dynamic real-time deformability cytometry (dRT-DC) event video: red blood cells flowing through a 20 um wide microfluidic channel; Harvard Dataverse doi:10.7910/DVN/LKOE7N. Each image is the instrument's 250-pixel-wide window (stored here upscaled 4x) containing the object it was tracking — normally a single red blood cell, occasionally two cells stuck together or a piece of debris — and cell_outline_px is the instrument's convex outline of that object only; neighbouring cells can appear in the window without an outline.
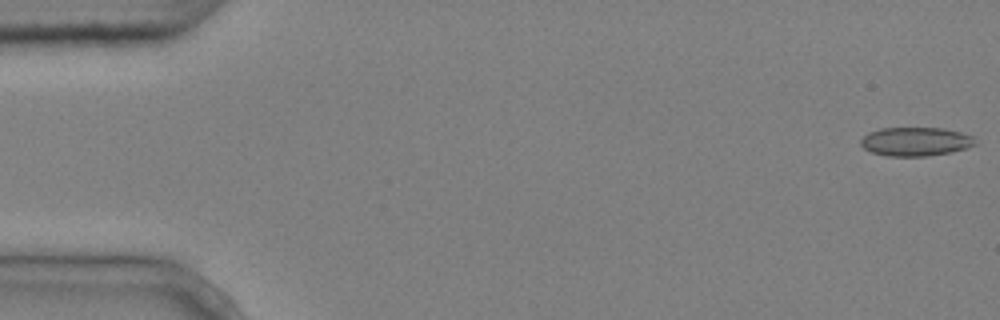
{"species": "common noctule bat (a hibernating species)", "species_latin": "Nyctalus noctula", "temperature_condition": "cold", "stored_images_in_passage": 8, "camera_frame_rate_fps": 3000, "um_per_image_px": 0.085, "animal": {"sex": "male", "body_mass_g": 20.4}, "frame": {"image": 1, "passage_image": 1, "time_ms": 0.0, "image_size_px": [1000, 320], "cell_outline_px": [[976, 144], [968, 148], [928, 156], [888, 156], [872, 152], [864, 148], [860, 144], [860, 140], [868, 132], [880, 128], [944, 128], [960, 132], [972, 136]], "centroid_in_image_um": [77.8, 12.03], "position_along_channel_um": 7.2, "area_um2": 19.13}}
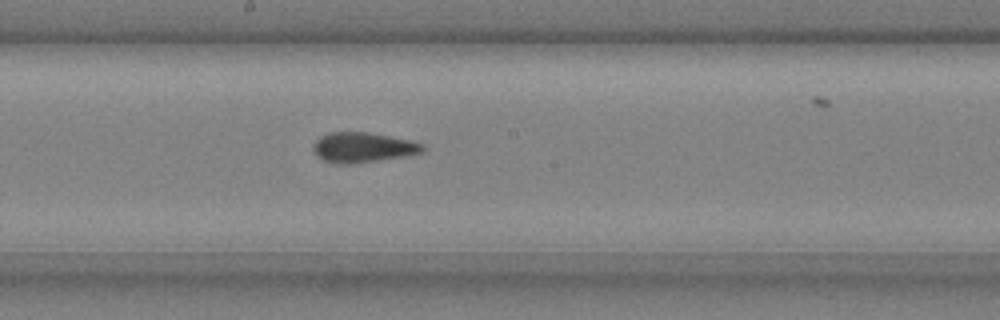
{"frame": {"image": 2, "passage_image": 8, "time_ms": 2.333, "image_size_px": [1000, 320], "cell_outline_px": [[428, 148], [424, 152], [376, 160], [348, 164], [336, 164], [324, 160], [312, 152], [312, 144], [320, 136], [328, 132], [368, 132], [408, 140], [424, 144]], "centroid_in_image_um": [30.8, 12.52], "position_along_channel_um": 217.4, "area_um2": 19.07}}